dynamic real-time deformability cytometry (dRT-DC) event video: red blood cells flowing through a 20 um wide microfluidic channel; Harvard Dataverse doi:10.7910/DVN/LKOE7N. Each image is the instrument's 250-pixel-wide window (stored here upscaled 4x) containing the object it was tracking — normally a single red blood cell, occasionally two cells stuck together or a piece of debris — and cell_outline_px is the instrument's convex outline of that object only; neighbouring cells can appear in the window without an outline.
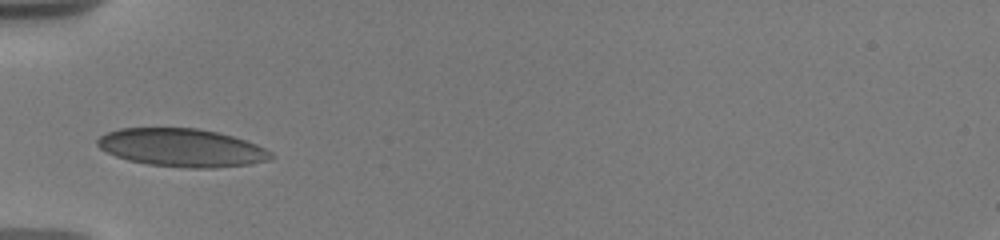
{"species": "human", "species_latin": "Homo sapiens", "temperature_condition": "warm", "stored_images_in_passage": 19, "camera_frame_rate_fps": 3000, "um_per_image_px": 0.085, "donor": {"sex": "male"}, "frame": {"image": 1, "passage_image": 1, "time_ms": 0.0, "image_size_px": [1000, 240], "cell_outline_px": [[276, 156], [272, 160], [248, 164], [216, 168], [188, 168], [148, 164], [128, 160], [116, 156], [100, 148], [96, 144], [96, 140], [100, 136], [108, 132], [120, 128], [196, 128], [216, 132], [232, 136], [256, 144], [272, 152]], "centroid_in_image_um": [15.48, 12.56], "position_along_channel_um": 69.5, "area_um2": 38.49}}
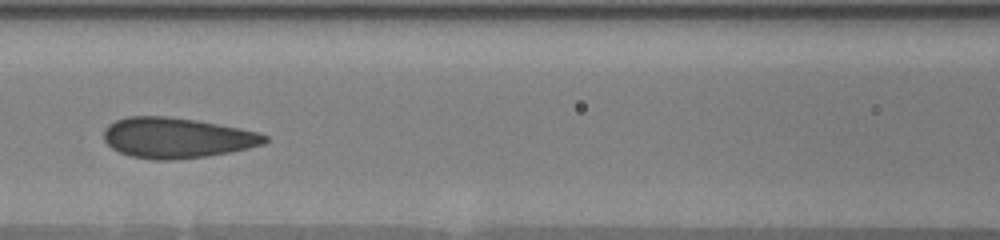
{"frame": {"image": 2, "passage_image": 4, "time_ms": 2.333, "image_size_px": [1000, 240], "cell_outline_px": [[268, 140], [264, 144], [248, 148], [208, 156], [168, 160], [156, 160], [132, 156], [120, 152], [112, 148], [104, 140], [104, 128], [108, 124], [116, 120], [128, 116], [168, 116], [196, 120], [240, 128], [256, 132], [268, 136]], "centroid_in_image_um": [15.01, 11.71], "position_along_channel_um": 151.6, "area_um2": 37.8}}
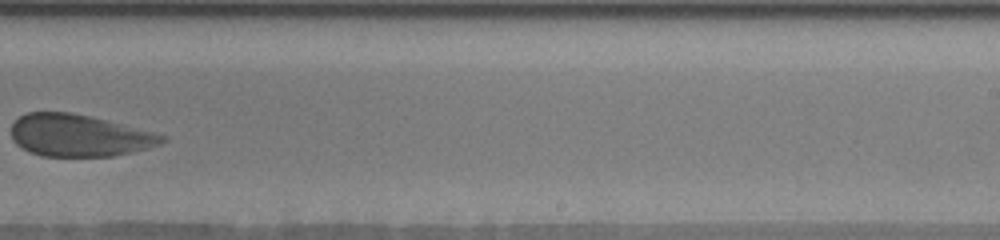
{"frame": {"image": 3, "passage_image": 11, "time_ms": 6.0, "image_size_px": [1000, 240], "cell_outline_px": [[168, 140], [160, 144], [148, 148], [132, 152], [112, 156], [40, 156], [28, 152], [16, 144], [12, 140], [12, 120], [24, 112], [72, 112], [92, 116], [168, 136]], "centroid_in_image_um": [6.69, 11.51], "position_along_channel_um": 282.3, "area_um2": 37.34}, "authors_computed_cell_mechanics": {"area_um2": 38.3214, "velocity_mm_per_s": 3.573, "shape_relaxation_time_tau1_ms": 3.3652, "shape_relaxation_time_tau2_ms": null, "deformation_change_tau1": 0.0776, "deformation_change_tau2": null}}